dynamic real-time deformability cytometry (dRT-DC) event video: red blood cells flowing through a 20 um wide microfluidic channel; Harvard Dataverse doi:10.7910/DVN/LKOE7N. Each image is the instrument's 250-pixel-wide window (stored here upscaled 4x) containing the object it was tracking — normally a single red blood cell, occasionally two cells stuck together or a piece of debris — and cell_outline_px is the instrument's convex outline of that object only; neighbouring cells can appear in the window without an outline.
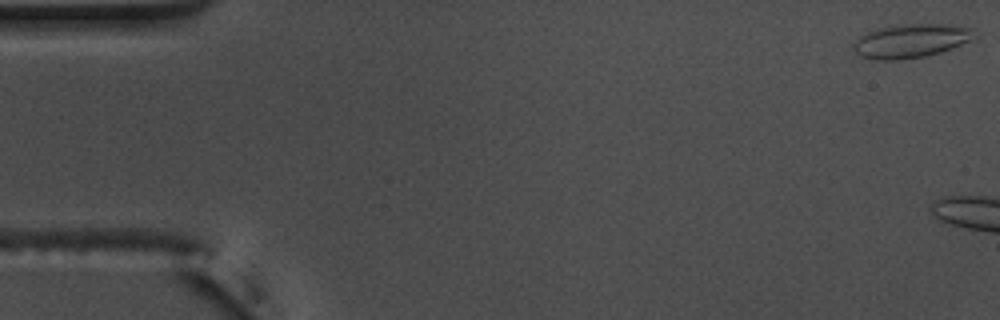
{"species": "common noctule bat (a hibernating species)", "species_latin": "Nyctalus noctula", "temperature_condition": "warm", "stored_images_in_passage": 10, "camera_frame_rate_fps": 3000, "um_per_image_px": 0.085, "animal": {"sex": "male", "body_mass_g": 17.5, "forearm_length_mm": 52.3}, "frame": {"image": 1, "passage_image": 1, "time_ms": 0.0, "image_size_px": [1000, 320], "cell_outline_px": [[976, 40], [940, 52], [924, 56], [896, 60], [876, 60], [860, 56], [852, 48], [852, 44], [860, 36], [868, 32], [880, 28], [904, 24], [944, 24], [972, 28]], "centroid_in_image_um": [77.44, 3.48], "position_along_channel_um": 7.6, "area_um2": 23.76}}